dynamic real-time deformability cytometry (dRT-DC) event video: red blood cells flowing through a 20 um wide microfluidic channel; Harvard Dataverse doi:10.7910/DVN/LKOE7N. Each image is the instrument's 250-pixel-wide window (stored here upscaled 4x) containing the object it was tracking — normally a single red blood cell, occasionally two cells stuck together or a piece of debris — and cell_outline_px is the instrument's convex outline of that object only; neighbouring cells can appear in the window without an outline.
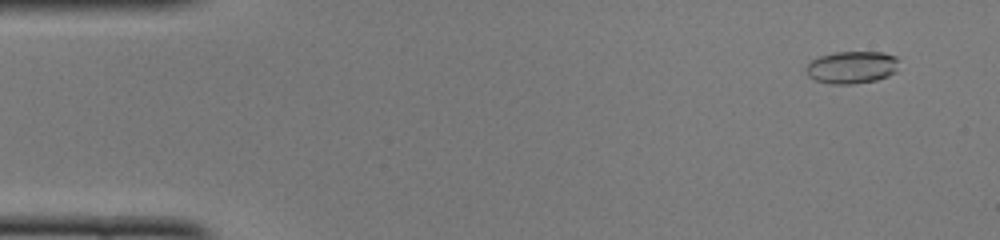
{"species": "common noctule bat (a hibernating species)", "species_latin": "Nyctalus noctula", "temperature_condition": "cold", "stored_images_in_passage": 51, "camera_frame_rate_fps": 3000, "um_per_image_px": 0.085, "animal": {"sex": "female", "body_mass_g": 22.0, "forearm_length_mm": 56.7}, "frame": {"image": 1, "passage_image": 4, "time_ms": 1.0, "image_size_px": [1000, 240], "cell_outline_px": [[896, 72], [888, 76], [876, 80], [852, 84], [832, 84], [816, 80], [808, 76], [804, 68], [812, 60], [820, 56], [836, 52], [884, 52], [896, 56]], "centroid_in_image_um": [72.38, 5.72], "position_along_channel_um": 12.6, "area_um2": 17.46}}
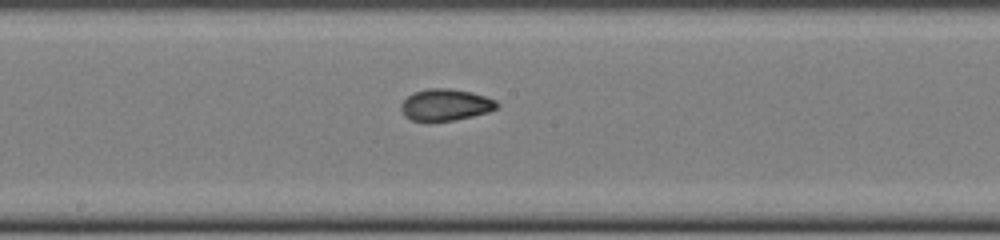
{"frame": {"image": 2, "passage_image": 27, "time_ms": 8.667, "image_size_px": [1000, 240], "cell_outline_px": [[500, 104], [496, 108], [488, 112], [456, 120], [428, 124], [412, 120], [404, 116], [400, 108], [400, 104], [412, 92], [428, 88], [452, 88], [472, 92], [496, 100]], "centroid_in_image_um": [37.83, 8.94], "position_along_channel_um": 210.4, "area_um2": 18.32}}
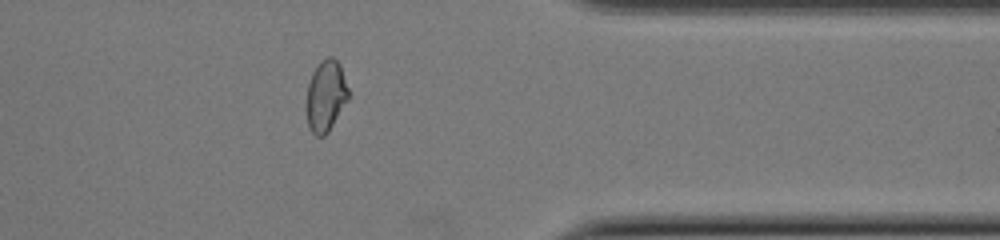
{"frame": {"image": 3, "passage_image": 41, "time_ms": 13.333, "image_size_px": [1000, 240], "cell_outline_px": [[352, 96], [328, 132], [324, 136], [316, 136], [312, 132], [308, 124], [304, 104], [308, 84], [312, 72], [320, 60], [328, 56], [332, 56], [340, 64]], "centroid_in_image_um": [27.71, 8.14], "position_along_channel_um": 383.7, "area_um2": 18.21}, "authors_computed_cell_mechanics": {"area_um2": 18.0336, "velocity_mm_per_s": 4.0081, "shape_relaxation_time_tau1_ms": 9.8653, "shape_relaxation_time_tau2_ms": 2.3603, "deformation_change_tau1": 0.2424, "deformation_change_tau2": 0.0642}}